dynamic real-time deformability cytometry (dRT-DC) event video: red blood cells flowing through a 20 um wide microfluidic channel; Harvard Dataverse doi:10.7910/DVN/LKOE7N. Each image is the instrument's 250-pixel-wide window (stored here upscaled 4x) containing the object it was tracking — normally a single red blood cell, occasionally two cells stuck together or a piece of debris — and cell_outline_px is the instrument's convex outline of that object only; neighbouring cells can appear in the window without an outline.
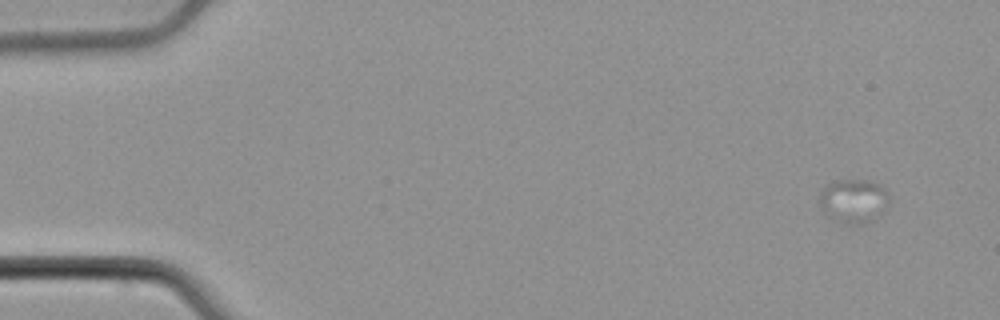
{"species": "common noctule bat (a hibernating species)", "species_latin": "Nyctalus noctula", "temperature_condition": "cold", "stored_images_in_passage": 21, "camera_frame_rate_fps": 3000, "um_per_image_px": 0.085, "animal": {"sex": "male", "body_mass_g": 21.5, "forearm_length_mm": 52.0}, "frame": {"image": 1, "passage_image": 1, "time_ms": 0.0, "image_size_px": [1000, 320], "cell_outline_px": [[888, 200], [884, 212], [864, 224], [848, 224], [828, 216], [824, 212], [820, 204], [820, 196], [824, 188], [828, 184], [836, 180], [868, 180], [880, 184], [884, 188], [888, 196]], "centroid_in_image_um": [72.57, 17.07], "position_along_channel_um": 12.4, "area_um2": 17.57}}
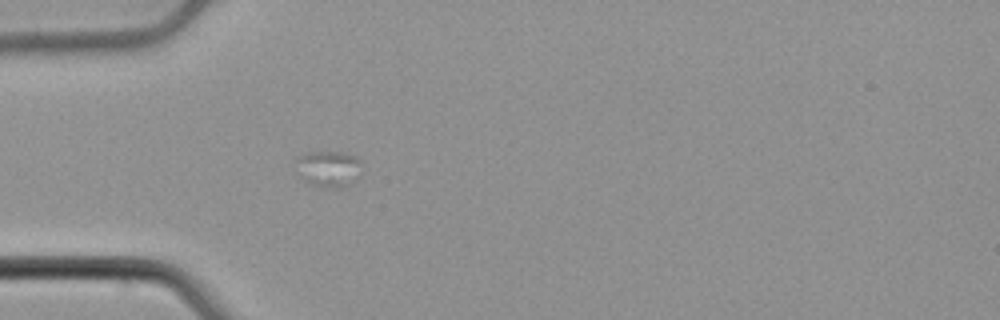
{"frame": {"image": 2, "passage_image": 15, "time_ms": 4.667, "image_size_px": [1000, 320], "cell_outline_px": [[360, 164], [352, 184], [348, 188], [328, 188], [308, 184], [304, 180], [292, 160], [296, 156], [308, 152], [344, 152], [356, 156], [360, 160]], "centroid_in_image_um": [27.87, 14.34], "position_along_channel_um": 57.1, "area_um2": 14.1}}